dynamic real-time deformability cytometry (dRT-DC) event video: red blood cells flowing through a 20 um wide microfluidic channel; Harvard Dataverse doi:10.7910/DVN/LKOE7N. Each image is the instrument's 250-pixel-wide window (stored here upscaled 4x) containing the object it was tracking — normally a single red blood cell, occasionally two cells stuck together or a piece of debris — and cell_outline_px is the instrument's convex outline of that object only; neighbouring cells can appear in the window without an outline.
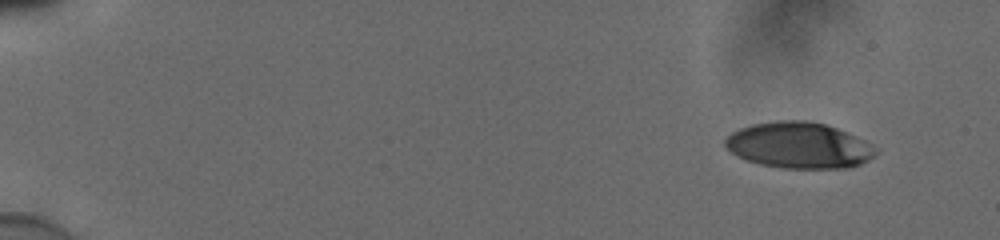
{"species": "human", "species_latin": "Homo sapiens", "temperature_condition": "cold", "stored_images_in_passage": 15, "camera_frame_rate_fps": 3000, "um_per_image_px": 0.085, "donor": {"sex": "male"}, "frame": {"image": 1, "passage_image": 1, "time_ms": 0.0, "image_size_px": [1000, 240], "cell_outline_px": [[876, 152], [868, 160], [860, 164], [848, 168], [784, 168], [760, 164], [736, 156], [724, 144], [724, 140], [732, 132], [740, 128], [752, 124], [776, 120], [808, 120], [824, 124], [836, 128], [872, 144]], "centroid_in_image_um": [67.88, 12.35], "position_along_channel_um": 17.1, "area_um2": 40.11}}